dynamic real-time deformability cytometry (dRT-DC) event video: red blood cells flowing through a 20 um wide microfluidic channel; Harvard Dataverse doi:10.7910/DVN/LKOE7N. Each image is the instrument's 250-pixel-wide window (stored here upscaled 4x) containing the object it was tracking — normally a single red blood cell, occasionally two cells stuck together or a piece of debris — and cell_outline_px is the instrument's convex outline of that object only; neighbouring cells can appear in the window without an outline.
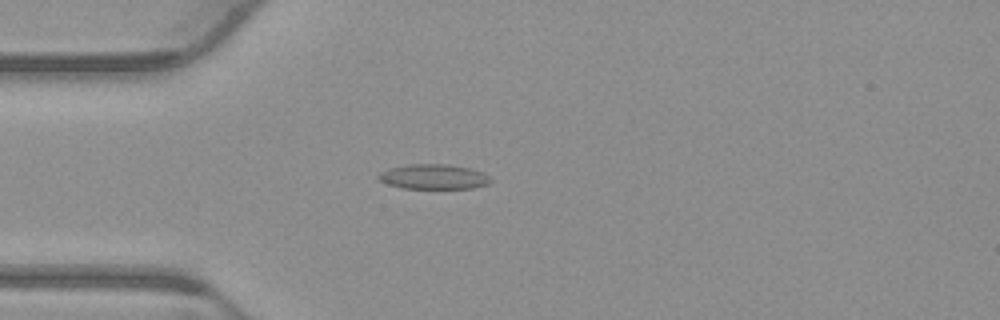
{"species": "common noctule bat (a hibernating species)", "species_latin": "Nyctalus noctula", "temperature_condition": "warm", "stored_images_in_passage": 53, "camera_frame_rate_fps": 3000, "um_per_image_px": 0.085, "animal": {"sex": "male", "body_mass_g": 23.1, "forearm_length_mm": 52.7}, "frame": {"image": 1, "passage_image": 14, "time_ms": 4.333, "image_size_px": [1000, 320], "cell_outline_px": [[492, 180], [488, 184], [472, 188], [400, 188], [388, 184], [380, 180], [376, 176], [380, 172], [388, 168], [408, 164], [448, 164], [472, 168], [484, 172]], "centroid_in_image_um": [36.86, 15.01], "position_along_channel_um": 48.1, "area_um2": 16.42}}
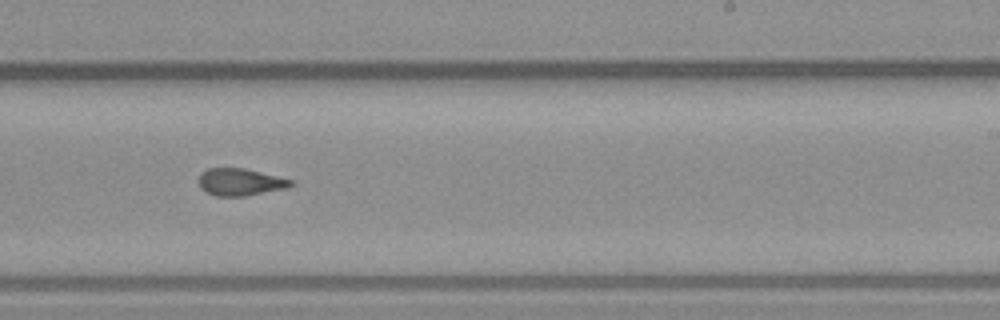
{"frame": {"image": 2, "passage_image": 32, "time_ms": 10.333, "image_size_px": [1000, 320], "cell_outline_px": [[296, 184], [288, 188], [244, 196], [216, 196], [200, 188], [200, 172], [208, 168], [244, 168], [292, 180]], "centroid_in_image_um": [20.44, 15.47], "position_along_channel_um": 268.6, "area_um2": 14.51}}
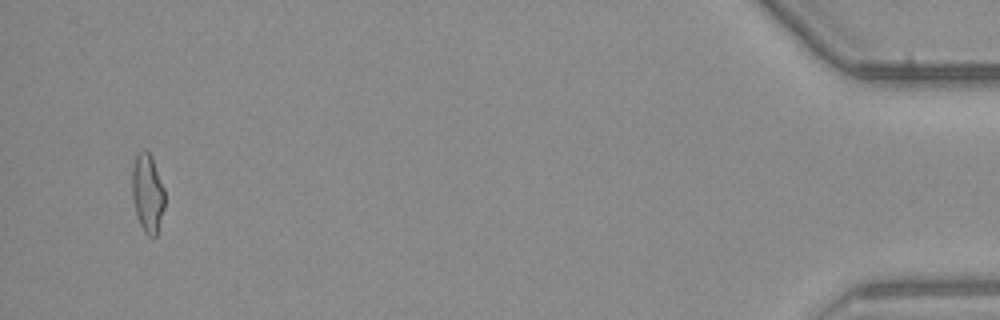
{"frame": {"image": 3, "passage_image": 51, "time_ms": 16.667, "image_size_px": [1000, 320], "cell_outline_px": [[164, 208], [156, 236], [148, 236], [144, 232], [136, 216], [132, 200], [132, 168], [136, 156], [144, 148], [152, 156], [164, 188]], "centroid_in_image_um": [12.53, 16.41], "position_along_channel_um": 422.7, "area_um2": 15.03}, "authors_computed_cell_mechanics": {"area_um2": 15.1436, "velocity_mm_per_s": 3.8502, "shape_relaxation_time_tau1_ms": null, "shape_relaxation_time_tau2_ms": 2.7675, "deformation_change_tau1": null, "deformation_change_tau2": 0.1111}}